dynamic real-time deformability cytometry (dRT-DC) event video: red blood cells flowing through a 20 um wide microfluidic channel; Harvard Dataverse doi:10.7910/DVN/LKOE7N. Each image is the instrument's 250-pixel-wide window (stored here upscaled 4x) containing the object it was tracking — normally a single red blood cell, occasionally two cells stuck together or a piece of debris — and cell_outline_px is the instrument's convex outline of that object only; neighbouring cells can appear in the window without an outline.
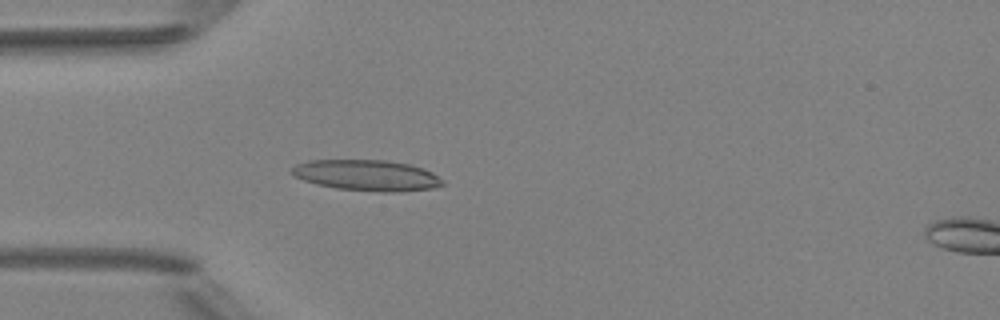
{"species": "Egyptian fruit bat (a non-hibernating species)", "species_latin": "Rousettus aegyptiacus", "temperature_condition": "room temperature", "stored_images_in_passage": 5, "camera_frame_rate_fps": 3000, "um_per_image_px": 0.085, "animal": {"sex": "female"}, "frame": {"image": 1, "passage_image": 5, "time_ms": 4.667, "image_size_px": [1000, 320], "cell_outline_px": [[444, 184], [436, 188], [396, 192], [384, 192], [336, 188], [316, 184], [292, 176], [288, 172], [296, 164], [308, 160], [388, 160], [408, 164], [424, 168], [432, 172], [444, 180]], "centroid_in_image_um": [31.18, 14.9], "position_along_channel_um": 53.8, "area_um2": 27.4}}